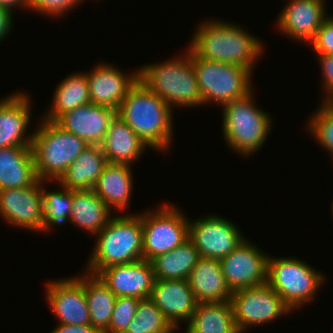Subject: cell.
<instances>
[{"mask_svg":"<svg viewBox=\"0 0 333 333\" xmlns=\"http://www.w3.org/2000/svg\"><path fill=\"white\" fill-rule=\"evenodd\" d=\"M201 24V25H200ZM191 38L189 48L200 58L239 65L253 73L265 48L248 30L227 21H203Z\"/></svg>","mask_w":333,"mask_h":333,"instance_id":"cell-1","label":"cell"},{"mask_svg":"<svg viewBox=\"0 0 333 333\" xmlns=\"http://www.w3.org/2000/svg\"><path fill=\"white\" fill-rule=\"evenodd\" d=\"M173 110L139 80L129 90L117 115L154 150L166 153L173 141Z\"/></svg>","mask_w":333,"mask_h":333,"instance_id":"cell-2","label":"cell"},{"mask_svg":"<svg viewBox=\"0 0 333 333\" xmlns=\"http://www.w3.org/2000/svg\"><path fill=\"white\" fill-rule=\"evenodd\" d=\"M187 49L180 57L139 68V81L171 109L175 105L194 108L203 104L193 67V51Z\"/></svg>","mask_w":333,"mask_h":333,"instance_id":"cell-3","label":"cell"},{"mask_svg":"<svg viewBox=\"0 0 333 333\" xmlns=\"http://www.w3.org/2000/svg\"><path fill=\"white\" fill-rule=\"evenodd\" d=\"M85 272L98 275L104 268L143 259L141 214L113 216L96 235Z\"/></svg>","mask_w":333,"mask_h":333,"instance_id":"cell-4","label":"cell"},{"mask_svg":"<svg viewBox=\"0 0 333 333\" xmlns=\"http://www.w3.org/2000/svg\"><path fill=\"white\" fill-rule=\"evenodd\" d=\"M38 124L32 141L36 174L45 183L57 181L89 144L55 121L43 118Z\"/></svg>","mask_w":333,"mask_h":333,"instance_id":"cell-5","label":"cell"},{"mask_svg":"<svg viewBox=\"0 0 333 333\" xmlns=\"http://www.w3.org/2000/svg\"><path fill=\"white\" fill-rule=\"evenodd\" d=\"M254 93L223 105V137L236 153L255 154L264 145L272 127L271 116L255 104Z\"/></svg>","mask_w":333,"mask_h":333,"instance_id":"cell-6","label":"cell"},{"mask_svg":"<svg viewBox=\"0 0 333 333\" xmlns=\"http://www.w3.org/2000/svg\"><path fill=\"white\" fill-rule=\"evenodd\" d=\"M325 278L317 269L295 257H268L267 284L295 311L314 299Z\"/></svg>","mask_w":333,"mask_h":333,"instance_id":"cell-7","label":"cell"},{"mask_svg":"<svg viewBox=\"0 0 333 333\" xmlns=\"http://www.w3.org/2000/svg\"><path fill=\"white\" fill-rule=\"evenodd\" d=\"M193 67L204 106H223L252 92L253 73L247 68L203 59L194 52Z\"/></svg>","mask_w":333,"mask_h":333,"instance_id":"cell-8","label":"cell"},{"mask_svg":"<svg viewBox=\"0 0 333 333\" xmlns=\"http://www.w3.org/2000/svg\"><path fill=\"white\" fill-rule=\"evenodd\" d=\"M174 206L163 204L141 214L144 260L151 261L189 239V219Z\"/></svg>","mask_w":333,"mask_h":333,"instance_id":"cell-9","label":"cell"},{"mask_svg":"<svg viewBox=\"0 0 333 333\" xmlns=\"http://www.w3.org/2000/svg\"><path fill=\"white\" fill-rule=\"evenodd\" d=\"M230 302L239 333H244L253 326L280 319L278 317L292 312L267 283L233 291Z\"/></svg>","mask_w":333,"mask_h":333,"instance_id":"cell-10","label":"cell"},{"mask_svg":"<svg viewBox=\"0 0 333 333\" xmlns=\"http://www.w3.org/2000/svg\"><path fill=\"white\" fill-rule=\"evenodd\" d=\"M189 239L200 257L220 260L246 238L233 222L212 214L193 221L189 219Z\"/></svg>","mask_w":333,"mask_h":333,"instance_id":"cell-11","label":"cell"},{"mask_svg":"<svg viewBox=\"0 0 333 333\" xmlns=\"http://www.w3.org/2000/svg\"><path fill=\"white\" fill-rule=\"evenodd\" d=\"M268 257L256 244L244 239L230 254L220 259L221 270L230 290L233 292L266 284Z\"/></svg>","mask_w":333,"mask_h":333,"instance_id":"cell-12","label":"cell"},{"mask_svg":"<svg viewBox=\"0 0 333 333\" xmlns=\"http://www.w3.org/2000/svg\"><path fill=\"white\" fill-rule=\"evenodd\" d=\"M42 180L24 188L0 190V216L14 227L43 232Z\"/></svg>","mask_w":333,"mask_h":333,"instance_id":"cell-13","label":"cell"},{"mask_svg":"<svg viewBox=\"0 0 333 333\" xmlns=\"http://www.w3.org/2000/svg\"><path fill=\"white\" fill-rule=\"evenodd\" d=\"M46 282V302L59 324H91L84 284L77 277Z\"/></svg>","mask_w":333,"mask_h":333,"instance_id":"cell-14","label":"cell"},{"mask_svg":"<svg viewBox=\"0 0 333 333\" xmlns=\"http://www.w3.org/2000/svg\"><path fill=\"white\" fill-rule=\"evenodd\" d=\"M112 65L99 63L85 73L88 78L90 103L118 111L126 94L139 80V70L128 76Z\"/></svg>","mask_w":333,"mask_h":333,"instance_id":"cell-15","label":"cell"},{"mask_svg":"<svg viewBox=\"0 0 333 333\" xmlns=\"http://www.w3.org/2000/svg\"><path fill=\"white\" fill-rule=\"evenodd\" d=\"M277 19L283 35L298 42L311 43L326 15L325 0H289Z\"/></svg>","mask_w":333,"mask_h":333,"instance_id":"cell-16","label":"cell"},{"mask_svg":"<svg viewBox=\"0 0 333 333\" xmlns=\"http://www.w3.org/2000/svg\"><path fill=\"white\" fill-rule=\"evenodd\" d=\"M99 278L116 297L150 298L155 281L150 261L139 260L129 264L113 265L104 268Z\"/></svg>","mask_w":333,"mask_h":333,"instance_id":"cell-17","label":"cell"},{"mask_svg":"<svg viewBox=\"0 0 333 333\" xmlns=\"http://www.w3.org/2000/svg\"><path fill=\"white\" fill-rule=\"evenodd\" d=\"M150 299L175 330L190 321L197 306L188 280L155 279Z\"/></svg>","mask_w":333,"mask_h":333,"instance_id":"cell-18","label":"cell"},{"mask_svg":"<svg viewBox=\"0 0 333 333\" xmlns=\"http://www.w3.org/2000/svg\"><path fill=\"white\" fill-rule=\"evenodd\" d=\"M29 98L26 92L20 91L0 100V149L32 147L34 134L26 135L32 117Z\"/></svg>","mask_w":333,"mask_h":333,"instance_id":"cell-19","label":"cell"},{"mask_svg":"<svg viewBox=\"0 0 333 333\" xmlns=\"http://www.w3.org/2000/svg\"><path fill=\"white\" fill-rule=\"evenodd\" d=\"M117 111L96 104H86L62 114L55 122L89 145H101Z\"/></svg>","mask_w":333,"mask_h":333,"instance_id":"cell-20","label":"cell"},{"mask_svg":"<svg viewBox=\"0 0 333 333\" xmlns=\"http://www.w3.org/2000/svg\"><path fill=\"white\" fill-rule=\"evenodd\" d=\"M188 282L197 303L231 299L232 291L226 284L218 259L200 257L191 270Z\"/></svg>","mask_w":333,"mask_h":333,"instance_id":"cell-21","label":"cell"},{"mask_svg":"<svg viewBox=\"0 0 333 333\" xmlns=\"http://www.w3.org/2000/svg\"><path fill=\"white\" fill-rule=\"evenodd\" d=\"M105 158L110 163L132 165L148 147L146 143L117 114L111 120L101 144Z\"/></svg>","mask_w":333,"mask_h":333,"instance_id":"cell-22","label":"cell"},{"mask_svg":"<svg viewBox=\"0 0 333 333\" xmlns=\"http://www.w3.org/2000/svg\"><path fill=\"white\" fill-rule=\"evenodd\" d=\"M37 180L32 147L0 149V190L29 187Z\"/></svg>","mask_w":333,"mask_h":333,"instance_id":"cell-23","label":"cell"},{"mask_svg":"<svg viewBox=\"0 0 333 333\" xmlns=\"http://www.w3.org/2000/svg\"><path fill=\"white\" fill-rule=\"evenodd\" d=\"M132 165L126 163H110L105 166L93 191L115 211H125L133 192ZM113 207V208H112Z\"/></svg>","mask_w":333,"mask_h":333,"instance_id":"cell-24","label":"cell"},{"mask_svg":"<svg viewBox=\"0 0 333 333\" xmlns=\"http://www.w3.org/2000/svg\"><path fill=\"white\" fill-rule=\"evenodd\" d=\"M107 163L101 145H89L55 183L72 190L93 189Z\"/></svg>","mask_w":333,"mask_h":333,"instance_id":"cell-25","label":"cell"},{"mask_svg":"<svg viewBox=\"0 0 333 333\" xmlns=\"http://www.w3.org/2000/svg\"><path fill=\"white\" fill-rule=\"evenodd\" d=\"M72 206L69 223L88 234L97 235L112 218L113 211L93 189L74 190Z\"/></svg>","mask_w":333,"mask_h":333,"instance_id":"cell-26","label":"cell"},{"mask_svg":"<svg viewBox=\"0 0 333 333\" xmlns=\"http://www.w3.org/2000/svg\"><path fill=\"white\" fill-rule=\"evenodd\" d=\"M184 333H239L230 301L197 303Z\"/></svg>","mask_w":333,"mask_h":333,"instance_id":"cell-27","label":"cell"},{"mask_svg":"<svg viewBox=\"0 0 333 333\" xmlns=\"http://www.w3.org/2000/svg\"><path fill=\"white\" fill-rule=\"evenodd\" d=\"M77 278L84 284L91 325L100 333H105L109 329L116 295L98 275L84 272Z\"/></svg>","mask_w":333,"mask_h":333,"instance_id":"cell-28","label":"cell"},{"mask_svg":"<svg viewBox=\"0 0 333 333\" xmlns=\"http://www.w3.org/2000/svg\"><path fill=\"white\" fill-rule=\"evenodd\" d=\"M51 107L43 115L44 119L56 121L62 114L90 103L88 78L78 72L65 77L55 89Z\"/></svg>","mask_w":333,"mask_h":333,"instance_id":"cell-29","label":"cell"},{"mask_svg":"<svg viewBox=\"0 0 333 333\" xmlns=\"http://www.w3.org/2000/svg\"><path fill=\"white\" fill-rule=\"evenodd\" d=\"M199 258L198 250L188 239L173 250L156 256L150 262L155 279L188 280Z\"/></svg>","mask_w":333,"mask_h":333,"instance_id":"cell-30","label":"cell"},{"mask_svg":"<svg viewBox=\"0 0 333 333\" xmlns=\"http://www.w3.org/2000/svg\"><path fill=\"white\" fill-rule=\"evenodd\" d=\"M43 232H47L54 226H60L69 221L72 212L74 190L60 186L61 190L48 191L43 186Z\"/></svg>","mask_w":333,"mask_h":333,"instance_id":"cell-31","label":"cell"},{"mask_svg":"<svg viewBox=\"0 0 333 333\" xmlns=\"http://www.w3.org/2000/svg\"><path fill=\"white\" fill-rule=\"evenodd\" d=\"M174 330L161 310L147 298L139 301L135 318L125 333H176Z\"/></svg>","mask_w":333,"mask_h":333,"instance_id":"cell-32","label":"cell"},{"mask_svg":"<svg viewBox=\"0 0 333 333\" xmlns=\"http://www.w3.org/2000/svg\"><path fill=\"white\" fill-rule=\"evenodd\" d=\"M314 113L308 119L307 130L323 149L333 155V106L321 104Z\"/></svg>","mask_w":333,"mask_h":333,"instance_id":"cell-33","label":"cell"},{"mask_svg":"<svg viewBox=\"0 0 333 333\" xmlns=\"http://www.w3.org/2000/svg\"><path fill=\"white\" fill-rule=\"evenodd\" d=\"M140 300L134 297H117L109 329L105 333H125L130 322L135 318Z\"/></svg>","mask_w":333,"mask_h":333,"instance_id":"cell-34","label":"cell"},{"mask_svg":"<svg viewBox=\"0 0 333 333\" xmlns=\"http://www.w3.org/2000/svg\"><path fill=\"white\" fill-rule=\"evenodd\" d=\"M84 0H27L28 9L39 14L60 17Z\"/></svg>","mask_w":333,"mask_h":333,"instance_id":"cell-35","label":"cell"},{"mask_svg":"<svg viewBox=\"0 0 333 333\" xmlns=\"http://www.w3.org/2000/svg\"><path fill=\"white\" fill-rule=\"evenodd\" d=\"M315 53L333 55V17H326L310 43Z\"/></svg>","mask_w":333,"mask_h":333,"instance_id":"cell-36","label":"cell"},{"mask_svg":"<svg viewBox=\"0 0 333 333\" xmlns=\"http://www.w3.org/2000/svg\"><path fill=\"white\" fill-rule=\"evenodd\" d=\"M322 70L323 92H326V99L322 104L331 105L333 103V55L316 54ZM325 90V91H324Z\"/></svg>","mask_w":333,"mask_h":333,"instance_id":"cell-37","label":"cell"},{"mask_svg":"<svg viewBox=\"0 0 333 333\" xmlns=\"http://www.w3.org/2000/svg\"><path fill=\"white\" fill-rule=\"evenodd\" d=\"M50 333H100L91 324L87 325H68L58 324Z\"/></svg>","mask_w":333,"mask_h":333,"instance_id":"cell-38","label":"cell"},{"mask_svg":"<svg viewBox=\"0 0 333 333\" xmlns=\"http://www.w3.org/2000/svg\"><path fill=\"white\" fill-rule=\"evenodd\" d=\"M10 9L0 6V42L5 40L6 36L10 33L13 26L12 14Z\"/></svg>","mask_w":333,"mask_h":333,"instance_id":"cell-39","label":"cell"},{"mask_svg":"<svg viewBox=\"0 0 333 333\" xmlns=\"http://www.w3.org/2000/svg\"><path fill=\"white\" fill-rule=\"evenodd\" d=\"M0 6L6 7L10 9L11 11L13 8L18 6L19 8H23L25 10L28 9V3L27 0H0Z\"/></svg>","mask_w":333,"mask_h":333,"instance_id":"cell-40","label":"cell"},{"mask_svg":"<svg viewBox=\"0 0 333 333\" xmlns=\"http://www.w3.org/2000/svg\"><path fill=\"white\" fill-rule=\"evenodd\" d=\"M331 207H332V208H331V209H332L331 211H332V215H333V200H332V206H331Z\"/></svg>","mask_w":333,"mask_h":333,"instance_id":"cell-41","label":"cell"}]
</instances>
